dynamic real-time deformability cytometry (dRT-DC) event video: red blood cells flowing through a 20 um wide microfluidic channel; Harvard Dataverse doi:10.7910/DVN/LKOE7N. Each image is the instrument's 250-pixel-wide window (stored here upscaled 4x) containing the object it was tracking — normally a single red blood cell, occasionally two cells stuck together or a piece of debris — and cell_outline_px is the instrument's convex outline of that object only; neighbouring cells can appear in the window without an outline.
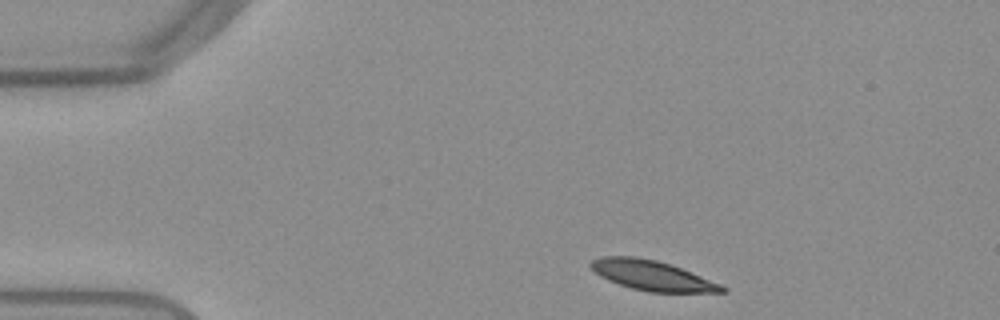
{"species": "Egyptian fruit bat (a non-hibernating species)", "species_latin": "Rousettus aegyptiacus", "temperature_condition": "warm", "stored_images_in_passage": 46, "camera_frame_rate_fps": 3000, "um_per_image_px": 0.085, "frame": {"image": 1, "passage_image": 2, "time_ms": 0.333, "image_size_px": [1000, 320], "cell_outline_px": [[728, 292], [648, 292], [632, 288], [608, 280], [600, 276], [588, 264], [592, 260], [604, 256], [636, 256], [656, 260], [680, 268], [720, 284], [728, 288]], "centroid_in_image_um": [55.41, 23.41], "position_along_channel_um": 29.6, "area_um2": 22.54}}
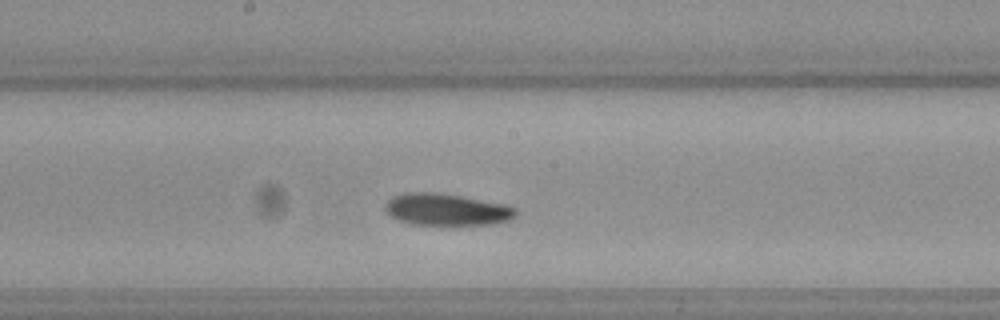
{"frame": {"image": 2, "passage_image": 21, "time_ms": 6.667, "image_size_px": [1000, 320], "cell_outline_px": [[516, 216], [508, 220], [488, 224], [412, 224], [400, 220], [392, 216], [384, 208], [384, 204], [392, 196], [404, 192], [436, 192], [460, 196], [504, 204], [516, 208]], "centroid_in_image_um": [37.92, 17.79], "position_along_channel_um": 210.3, "area_um2": 23.93}}
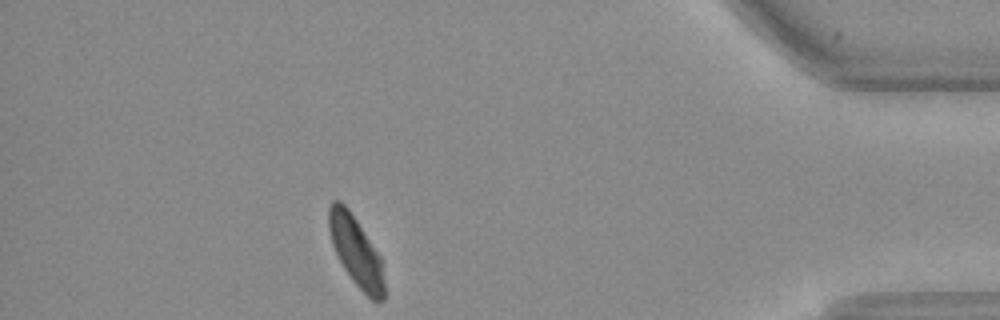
{"frame": {"image": 3, "passage_image": 40, "time_ms": 13.0, "image_size_px": [1000, 320], "cell_outline_px": [[384, 300], [372, 300], [352, 280], [344, 268], [332, 244], [328, 228], [328, 208], [332, 200], [340, 200], [348, 208], [380, 256], [384, 280]], "centroid_in_image_um": [30.23, 21.33], "position_along_channel_um": 405.0, "area_um2": 22.14}, "authors_computed_cell_mechanics": {"area_um2": 23.987, "velocity_mm_per_s": 3.8107, "shape_relaxation_time_tau1_ms": 2.9394, "shape_relaxation_time_tau2_ms": 4.0063, "deformation_change_tau1": 0.1108, "deformation_change_tau2": 0.0741}}